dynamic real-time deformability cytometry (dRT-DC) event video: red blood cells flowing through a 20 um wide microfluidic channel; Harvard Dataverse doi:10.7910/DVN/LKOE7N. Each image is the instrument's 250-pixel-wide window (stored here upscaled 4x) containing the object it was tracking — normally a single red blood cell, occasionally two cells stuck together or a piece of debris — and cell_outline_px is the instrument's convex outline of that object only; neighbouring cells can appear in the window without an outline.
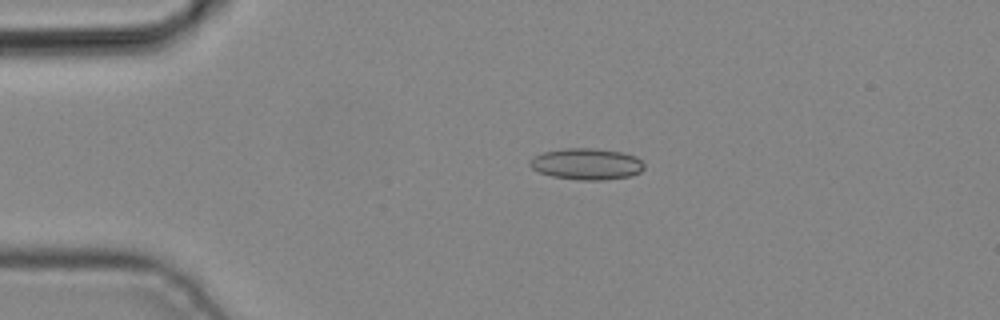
{"species": "common noctule bat (a hibernating species)", "species_latin": "Nyctalus noctula", "temperature_condition": "cold", "stored_images_in_passage": 2, "camera_frame_rate_fps": 3000, "um_per_image_px": 0.085, "animal": {"sex": "male", "body_mass_g": 19.2, "forearm_length_mm": 51.8}, "frame": {"image": 1, "passage_image": 1, "time_ms": 0.0, "image_size_px": [1000, 320], "cell_outline_px": [[644, 168], [640, 172], [632, 176], [604, 180], [576, 180], [552, 176], [540, 172], [532, 168], [528, 164], [528, 160], [532, 156], [544, 152], [564, 148], [592, 148], [624, 152], [636, 156], [644, 164]], "centroid_in_image_um": [49.86, 13.94], "position_along_channel_um": 35.1, "area_um2": 21.15}}